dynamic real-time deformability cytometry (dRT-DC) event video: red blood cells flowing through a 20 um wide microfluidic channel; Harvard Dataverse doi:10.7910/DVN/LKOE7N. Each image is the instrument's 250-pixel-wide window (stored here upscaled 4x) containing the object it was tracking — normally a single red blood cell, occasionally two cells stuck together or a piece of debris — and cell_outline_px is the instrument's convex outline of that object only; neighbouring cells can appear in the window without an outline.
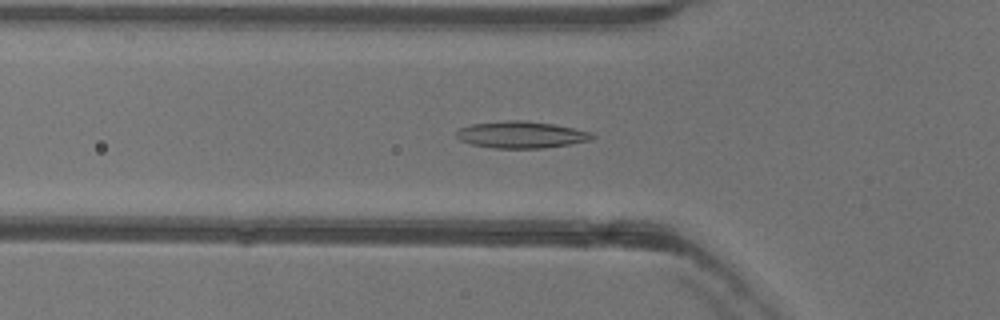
{"species": "common noctule bat (a hibernating species)", "species_latin": "Nyctalus noctula", "temperature_condition": "warm", "stored_images_in_passage": 39, "camera_frame_rate_fps": 3000, "um_per_image_px": 0.085, "animal": {"sex": "female"}, "frame": {"image": 1, "passage_image": 9, "time_ms": 2.667, "image_size_px": [1000, 320], "cell_outline_px": [[596, 136], [592, 140], [544, 148], [492, 148], [472, 144], [460, 140], [456, 136], [456, 132], [460, 128], [472, 124], [504, 120], [524, 120], [556, 124], [592, 132]], "centroid_in_image_um": [44.33, 11.44], "position_along_channel_um": 81.5, "area_um2": 21.33}}
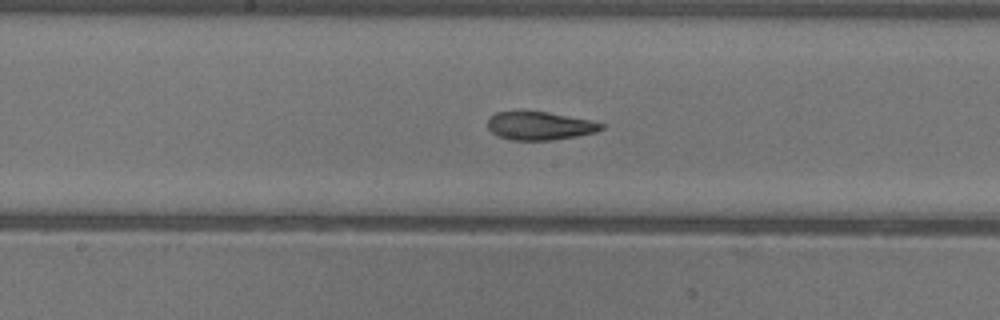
{"frame": {"image": 2, "passage_image": 18, "time_ms": 5.667, "image_size_px": [1000, 320], "cell_outline_px": [[604, 128], [596, 132], [576, 136], [552, 140], [508, 140], [492, 132], [488, 128], [488, 120], [496, 112], [548, 112], [592, 120], [604, 124]], "centroid_in_image_um": [45.91, 10.7], "position_along_channel_um": 202.3, "area_um2": 18.55}}
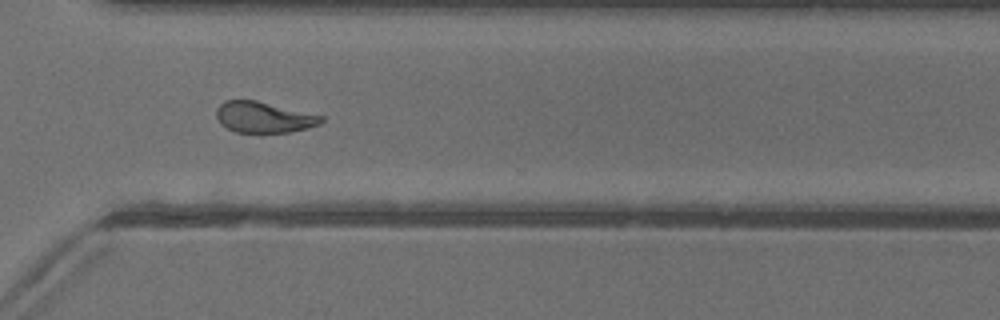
{"frame": {"image": 3, "passage_image": 29, "time_ms": 9.333, "image_size_px": [1000, 320], "cell_outline_px": [[324, 120], [320, 124], [288, 132], [236, 132], [220, 124], [216, 116], [216, 108], [224, 100], [256, 100], [324, 116]], "centroid_in_image_um": [22.39, 9.95], "position_along_channel_um": 348.2, "area_um2": 18.79}, "authors_computed_cell_mechanics": {"area_um2": 19.0162, "velocity_mm_per_s": 3.9982, "shape_relaxation_time_tau1_ms": 8.8731, "shape_relaxation_time_tau2_ms": 2.293, "deformation_change_tau1": 0.239, "deformation_change_tau2": 0.0926}}